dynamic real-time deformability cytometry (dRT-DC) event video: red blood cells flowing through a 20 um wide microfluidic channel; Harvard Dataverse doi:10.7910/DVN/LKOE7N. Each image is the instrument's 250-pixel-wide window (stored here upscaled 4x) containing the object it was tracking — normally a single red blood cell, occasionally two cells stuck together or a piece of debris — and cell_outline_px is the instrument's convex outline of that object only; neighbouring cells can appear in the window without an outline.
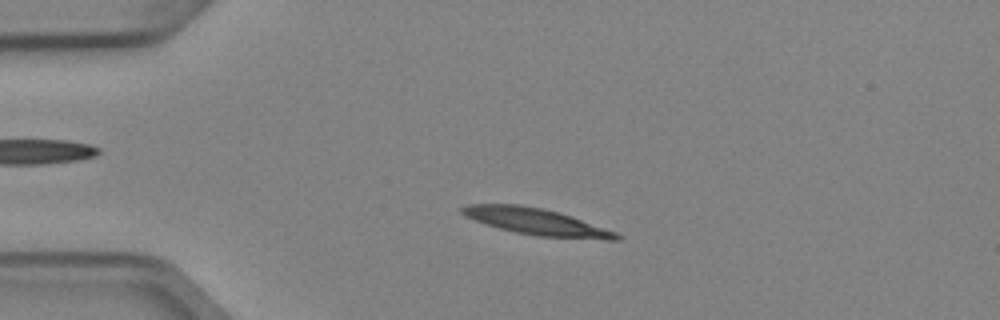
{"species": "Egyptian fruit bat (a non-hibernating species)", "species_latin": "Rousettus aegyptiacus", "temperature_condition": "cold", "stored_images_in_passage": 3, "camera_frame_rate_fps": 3000, "um_per_image_px": 0.085, "animal": {"sex": "female"}, "frame": {"image": 1, "passage_image": 1, "time_ms": 0.0, "image_size_px": [1000, 320], "cell_outline_px": [[624, 236], [620, 240], [608, 240], [536, 236], [516, 232], [484, 224], [464, 216], [460, 212], [460, 208], [468, 204], [520, 204], [540, 208], [556, 212], [616, 232]], "centroid_in_image_um": [45.55, 18.85], "position_along_channel_um": 39.4, "area_um2": 23.64}}
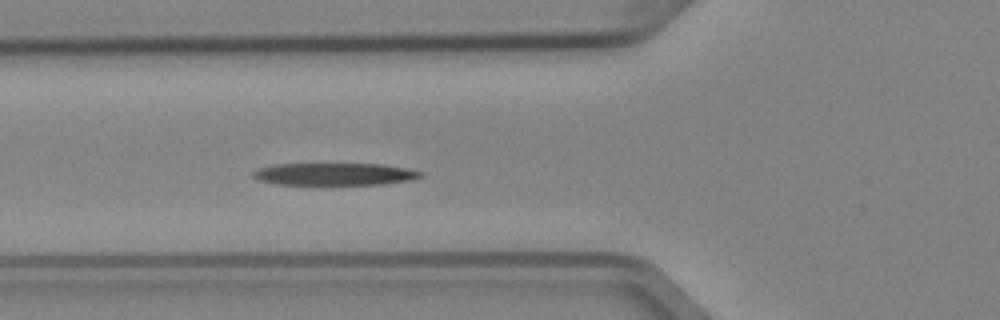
{"frame": {"image": 2, "passage_image": 3, "time_ms": 0.667, "image_size_px": [1000, 320], "cell_outline_px": [[424, 176], [412, 180], [380, 184], [324, 188], [276, 184], [260, 180], [252, 176], [252, 172], [260, 168], [272, 164], [384, 164], [424, 172]], "centroid_in_image_um": [28.42, 14.85], "position_along_channel_um": 97.4, "area_um2": 23.12}}